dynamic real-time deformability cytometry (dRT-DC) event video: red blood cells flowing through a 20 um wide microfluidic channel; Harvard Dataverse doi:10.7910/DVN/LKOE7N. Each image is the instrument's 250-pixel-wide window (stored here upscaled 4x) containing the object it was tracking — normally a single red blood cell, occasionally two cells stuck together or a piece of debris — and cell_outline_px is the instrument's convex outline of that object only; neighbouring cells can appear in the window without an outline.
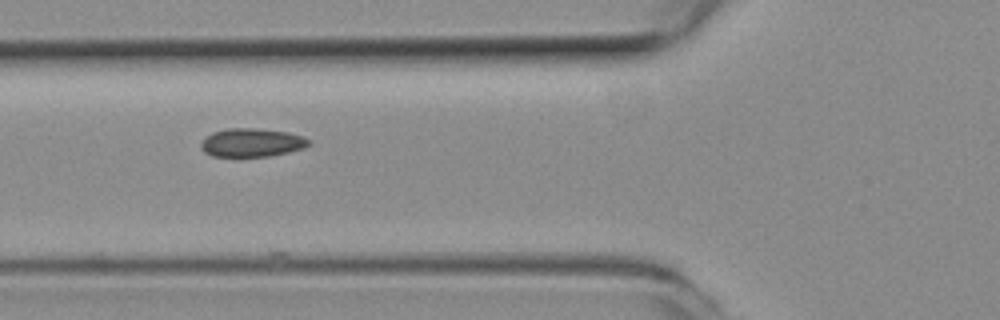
{"species": "common noctule bat (a hibernating species)", "species_latin": "Nyctalus noctula", "temperature_condition": "room temperature", "stored_images_in_passage": 23, "camera_frame_rate_fps": 3000, "um_per_image_px": 0.085, "animal": {"sex": "female", "body_mass_g": 19.3, "forearm_length_mm": 54.1}, "frame": {"image": 1, "passage_image": 18, "time_ms": 5.667, "image_size_px": [1000, 320], "cell_outline_px": [[312, 144], [304, 148], [288, 152], [268, 156], [212, 156], [204, 152], [200, 148], [200, 144], [212, 132], [228, 128], [256, 128], [288, 132], [304, 136], [312, 140]], "centroid_in_image_um": [21.45, 12.11], "position_along_channel_um": 104.4, "area_um2": 17.98}}
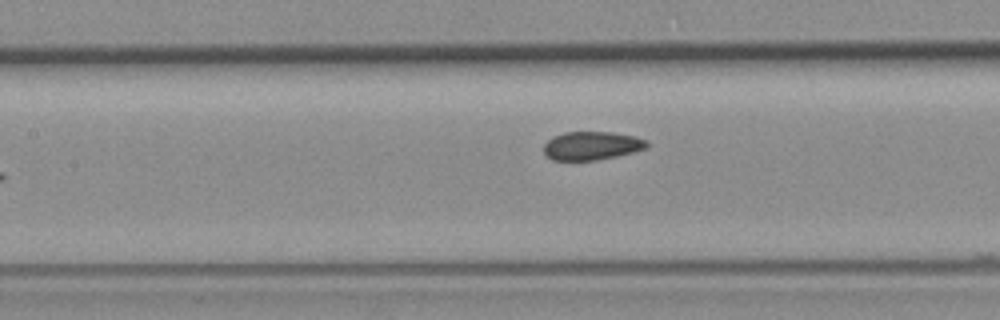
{"frame": {"image": 2, "passage_image": 22, "time_ms": 7.0, "image_size_px": [1000, 320], "cell_outline_px": [[648, 148], [616, 156], [596, 160], [552, 160], [544, 152], [544, 144], [552, 136], [564, 132], [612, 132], [636, 136], [648, 140]], "centroid_in_image_um": [50.31, 12.37], "position_along_channel_um": 157.1, "area_um2": 17.17}}